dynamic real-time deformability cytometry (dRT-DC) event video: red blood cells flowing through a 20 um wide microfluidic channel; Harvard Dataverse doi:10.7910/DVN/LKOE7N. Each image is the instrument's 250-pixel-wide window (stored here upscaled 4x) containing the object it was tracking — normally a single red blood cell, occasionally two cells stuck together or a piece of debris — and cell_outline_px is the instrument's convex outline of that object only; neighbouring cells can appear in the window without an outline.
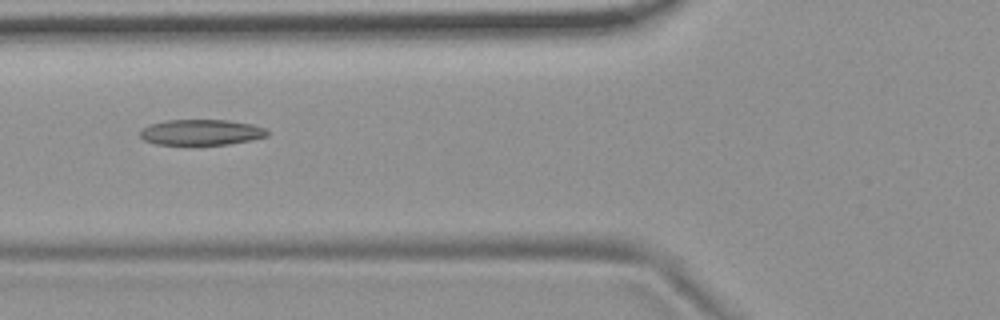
{"species": "common noctule bat (a hibernating species)", "species_latin": "Nyctalus noctula", "temperature_condition": "room temperature", "stored_images_in_passage": 10, "camera_frame_rate_fps": 3000, "um_per_image_px": 0.085, "animal": {"sex": "female", "body_mass_g": 19.9}, "frame": {"image": 1, "passage_image": 6, "time_ms": 1.667, "image_size_px": [1000, 320], "cell_outline_px": [[268, 136], [252, 140], [228, 144], [196, 148], [156, 144], [144, 140], [140, 136], [140, 132], [144, 128], [152, 124], [168, 120], [228, 120], [252, 124], [264, 128], [268, 132]], "centroid_in_image_um": [17.1, 11.3], "position_along_channel_um": 108.7, "area_um2": 19.83}}
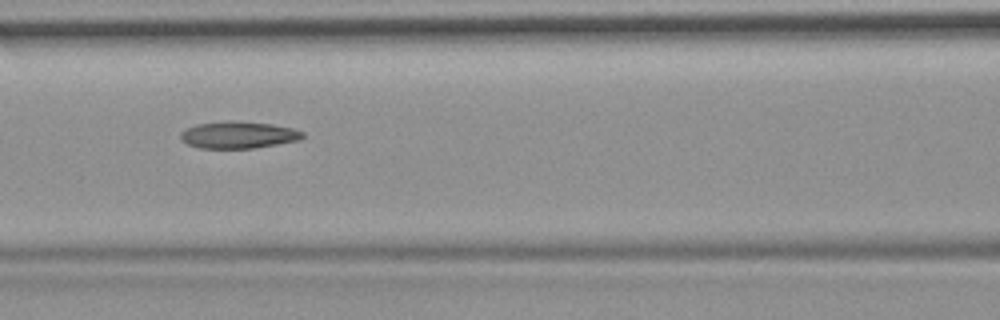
{"frame": {"image": 2, "passage_image": 7, "time_ms": 2.0, "image_size_px": [1000, 320], "cell_outline_px": [[304, 136], [300, 140], [252, 148], [200, 148], [188, 144], [180, 140], [180, 132], [196, 124], [228, 120], [232, 120], [272, 124], [292, 128], [304, 132]], "centroid_in_image_um": [20.25, 11.46], "position_along_channel_um": 146.4, "area_um2": 19.19}}
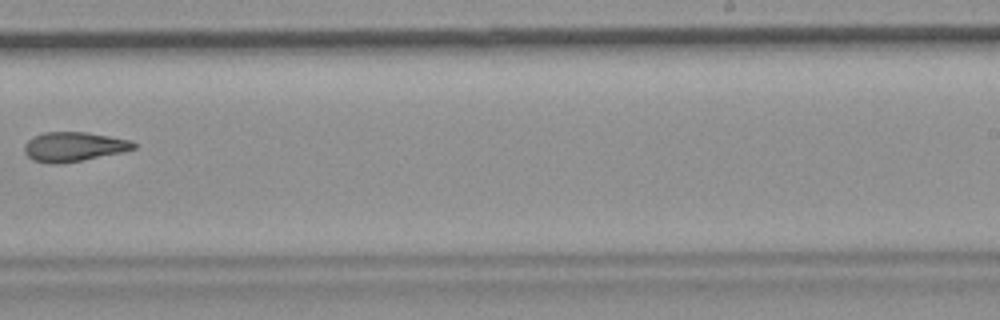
{"frame": {"image": 3, "passage_image": 10, "time_ms": 3.0, "image_size_px": [1000, 320], "cell_outline_px": [[136, 148], [120, 152], [60, 164], [48, 164], [32, 160], [24, 152], [24, 144], [32, 136], [44, 132], [88, 132], [132, 140], [136, 144]], "centroid_in_image_um": [6.22, 12.46], "position_along_channel_um": 282.8, "area_um2": 18.79}}